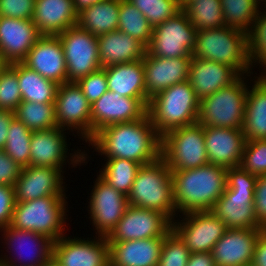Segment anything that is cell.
<instances>
[{"label":"cell","mask_w":266,"mask_h":266,"mask_svg":"<svg viewBox=\"0 0 266 266\" xmlns=\"http://www.w3.org/2000/svg\"><path fill=\"white\" fill-rule=\"evenodd\" d=\"M160 157L170 170H187L209 164L203 125L195 123L161 137Z\"/></svg>","instance_id":"obj_10"},{"label":"cell","mask_w":266,"mask_h":266,"mask_svg":"<svg viewBox=\"0 0 266 266\" xmlns=\"http://www.w3.org/2000/svg\"><path fill=\"white\" fill-rule=\"evenodd\" d=\"M255 74L240 76L230 86L202 98L197 123L203 126L242 129L247 91L249 83L257 76V71Z\"/></svg>","instance_id":"obj_7"},{"label":"cell","mask_w":266,"mask_h":266,"mask_svg":"<svg viewBox=\"0 0 266 266\" xmlns=\"http://www.w3.org/2000/svg\"><path fill=\"white\" fill-rule=\"evenodd\" d=\"M14 114L31 131L47 130L57 127L55 103L22 101Z\"/></svg>","instance_id":"obj_36"},{"label":"cell","mask_w":266,"mask_h":266,"mask_svg":"<svg viewBox=\"0 0 266 266\" xmlns=\"http://www.w3.org/2000/svg\"><path fill=\"white\" fill-rule=\"evenodd\" d=\"M33 131L16 117L9 125L4 152L21 168L30 166V140Z\"/></svg>","instance_id":"obj_39"},{"label":"cell","mask_w":266,"mask_h":266,"mask_svg":"<svg viewBox=\"0 0 266 266\" xmlns=\"http://www.w3.org/2000/svg\"><path fill=\"white\" fill-rule=\"evenodd\" d=\"M17 79L22 101L55 103L58 84L46 79L35 70L17 62Z\"/></svg>","instance_id":"obj_33"},{"label":"cell","mask_w":266,"mask_h":266,"mask_svg":"<svg viewBox=\"0 0 266 266\" xmlns=\"http://www.w3.org/2000/svg\"><path fill=\"white\" fill-rule=\"evenodd\" d=\"M247 54L252 71L259 66L262 69L259 74H264L266 72V8L260 10L247 33Z\"/></svg>","instance_id":"obj_40"},{"label":"cell","mask_w":266,"mask_h":266,"mask_svg":"<svg viewBox=\"0 0 266 266\" xmlns=\"http://www.w3.org/2000/svg\"><path fill=\"white\" fill-rule=\"evenodd\" d=\"M0 233L1 248L8 252L0 255L2 266H43L52 260L54 241L45 235L10 225Z\"/></svg>","instance_id":"obj_11"},{"label":"cell","mask_w":266,"mask_h":266,"mask_svg":"<svg viewBox=\"0 0 266 266\" xmlns=\"http://www.w3.org/2000/svg\"><path fill=\"white\" fill-rule=\"evenodd\" d=\"M191 59L192 57H157L146 51L143 66L147 99L150 101L164 89L187 81Z\"/></svg>","instance_id":"obj_22"},{"label":"cell","mask_w":266,"mask_h":266,"mask_svg":"<svg viewBox=\"0 0 266 266\" xmlns=\"http://www.w3.org/2000/svg\"><path fill=\"white\" fill-rule=\"evenodd\" d=\"M192 57L232 67L240 76L252 74L247 54V34L228 26L197 31Z\"/></svg>","instance_id":"obj_6"},{"label":"cell","mask_w":266,"mask_h":266,"mask_svg":"<svg viewBox=\"0 0 266 266\" xmlns=\"http://www.w3.org/2000/svg\"><path fill=\"white\" fill-rule=\"evenodd\" d=\"M62 236L53 242L52 261L57 266H110L109 242L104 236Z\"/></svg>","instance_id":"obj_16"},{"label":"cell","mask_w":266,"mask_h":266,"mask_svg":"<svg viewBox=\"0 0 266 266\" xmlns=\"http://www.w3.org/2000/svg\"><path fill=\"white\" fill-rule=\"evenodd\" d=\"M260 6L261 8H266V0H255Z\"/></svg>","instance_id":"obj_55"},{"label":"cell","mask_w":266,"mask_h":266,"mask_svg":"<svg viewBox=\"0 0 266 266\" xmlns=\"http://www.w3.org/2000/svg\"><path fill=\"white\" fill-rule=\"evenodd\" d=\"M171 230L190 253H201L211 252L227 228L211 211H201L178 215L171 221Z\"/></svg>","instance_id":"obj_17"},{"label":"cell","mask_w":266,"mask_h":266,"mask_svg":"<svg viewBox=\"0 0 266 266\" xmlns=\"http://www.w3.org/2000/svg\"><path fill=\"white\" fill-rule=\"evenodd\" d=\"M196 35V28L181 10L174 17L153 28L147 52L157 57H192Z\"/></svg>","instance_id":"obj_12"},{"label":"cell","mask_w":266,"mask_h":266,"mask_svg":"<svg viewBox=\"0 0 266 266\" xmlns=\"http://www.w3.org/2000/svg\"><path fill=\"white\" fill-rule=\"evenodd\" d=\"M5 65H6L5 63H3L2 61H0V71H1V69H2Z\"/></svg>","instance_id":"obj_57"},{"label":"cell","mask_w":266,"mask_h":266,"mask_svg":"<svg viewBox=\"0 0 266 266\" xmlns=\"http://www.w3.org/2000/svg\"><path fill=\"white\" fill-rule=\"evenodd\" d=\"M183 11L197 31L225 27L220 0H195Z\"/></svg>","instance_id":"obj_38"},{"label":"cell","mask_w":266,"mask_h":266,"mask_svg":"<svg viewBox=\"0 0 266 266\" xmlns=\"http://www.w3.org/2000/svg\"><path fill=\"white\" fill-rule=\"evenodd\" d=\"M67 198L69 197L47 196L26 202H16L10 226L40 233L57 241L66 235L68 230Z\"/></svg>","instance_id":"obj_8"},{"label":"cell","mask_w":266,"mask_h":266,"mask_svg":"<svg viewBox=\"0 0 266 266\" xmlns=\"http://www.w3.org/2000/svg\"><path fill=\"white\" fill-rule=\"evenodd\" d=\"M187 266H216L211 252L190 253Z\"/></svg>","instance_id":"obj_52"},{"label":"cell","mask_w":266,"mask_h":266,"mask_svg":"<svg viewBox=\"0 0 266 266\" xmlns=\"http://www.w3.org/2000/svg\"><path fill=\"white\" fill-rule=\"evenodd\" d=\"M96 1L99 0H74L75 9L79 12L80 10L94 4Z\"/></svg>","instance_id":"obj_53"},{"label":"cell","mask_w":266,"mask_h":266,"mask_svg":"<svg viewBox=\"0 0 266 266\" xmlns=\"http://www.w3.org/2000/svg\"><path fill=\"white\" fill-rule=\"evenodd\" d=\"M189 255L187 246L170 230L164 237L157 266H187Z\"/></svg>","instance_id":"obj_44"},{"label":"cell","mask_w":266,"mask_h":266,"mask_svg":"<svg viewBox=\"0 0 266 266\" xmlns=\"http://www.w3.org/2000/svg\"><path fill=\"white\" fill-rule=\"evenodd\" d=\"M108 91L124 97L138 98L147 108L143 60L105 67Z\"/></svg>","instance_id":"obj_30"},{"label":"cell","mask_w":266,"mask_h":266,"mask_svg":"<svg viewBox=\"0 0 266 266\" xmlns=\"http://www.w3.org/2000/svg\"><path fill=\"white\" fill-rule=\"evenodd\" d=\"M32 21L41 35L57 36L78 23L74 0H36Z\"/></svg>","instance_id":"obj_27"},{"label":"cell","mask_w":266,"mask_h":266,"mask_svg":"<svg viewBox=\"0 0 266 266\" xmlns=\"http://www.w3.org/2000/svg\"><path fill=\"white\" fill-rule=\"evenodd\" d=\"M93 181L86 210L93 227L91 230L95 231L96 236L107 237L122 218L129 203L127 196L115 190L98 174Z\"/></svg>","instance_id":"obj_15"},{"label":"cell","mask_w":266,"mask_h":266,"mask_svg":"<svg viewBox=\"0 0 266 266\" xmlns=\"http://www.w3.org/2000/svg\"><path fill=\"white\" fill-rule=\"evenodd\" d=\"M14 117V112L0 109V150H3L5 147L9 125Z\"/></svg>","instance_id":"obj_51"},{"label":"cell","mask_w":266,"mask_h":266,"mask_svg":"<svg viewBox=\"0 0 266 266\" xmlns=\"http://www.w3.org/2000/svg\"><path fill=\"white\" fill-rule=\"evenodd\" d=\"M117 30L135 38L146 48L153 34V27L148 19L129 0H120Z\"/></svg>","instance_id":"obj_35"},{"label":"cell","mask_w":266,"mask_h":266,"mask_svg":"<svg viewBox=\"0 0 266 266\" xmlns=\"http://www.w3.org/2000/svg\"><path fill=\"white\" fill-rule=\"evenodd\" d=\"M256 181L240 166L227 168V187L211 210L227 229H264L254 212Z\"/></svg>","instance_id":"obj_3"},{"label":"cell","mask_w":266,"mask_h":266,"mask_svg":"<svg viewBox=\"0 0 266 266\" xmlns=\"http://www.w3.org/2000/svg\"><path fill=\"white\" fill-rule=\"evenodd\" d=\"M200 99L192 85L182 82L150 99L147 113L160 137L171 130L197 123Z\"/></svg>","instance_id":"obj_4"},{"label":"cell","mask_w":266,"mask_h":266,"mask_svg":"<svg viewBox=\"0 0 266 266\" xmlns=\"http://www.w3.org/2000/svg\"><path fill=\"white\" fill-rule=\"evenodd\" d=\"M265 229H227L211 253L216 266H250L256 241Z\"/></svg>","instance_id":"obj_25"},{"label":"cell","mask_w":266,"mask_h":266,"mask_svg":"<svg viewBox=\"0 0 266 266\" xmlns=\"http://www.w3.org/2000/svg\"><path fill=\"white\" fill-rule=\"evenodd\" d=\"M171 230V220L162 212L128 206L108 242L164 238Z\"/></svg>","instance_id":"obj_18"},{"label":"cell","mask_w":266,"mask_h":266,"mask_svg":"<svg viewBox=\"0 0 266 266\" xmlns=\"http://www.w3.org/2000/svg\"><path fill=\"white\" fill-rule=\"evenodd\" d=\"M127 199L129 206L162 212L171 221L176 219L171 170L161 157L141 165Z\"/></svg>","instance_id":"obj_5"},{"label":"cell","mask_w":266,"mask_h":266,"mask_svg":"<svg viewBox=\"0 0 266 266\" xmlns=\"http://www.w3.org/2000/svg\"><path fill=\"white\" fill-rule=\"evenodd\" d=\"M21 102L17 63L6 64L0 71V109L15 112Z\"/></svg>","instance_id":"obj_42"},{"label":"cell","mask_w":266,"mask_h":266,"mask_svg":"<svg viewBox=\"0 0 266 266\" xmlns=\"http://www.w3.org/2000/svg\"><path fill=\"white\" fill-rule=\"evenodd\" d=\"M86 144L100 157L129 159L145 165L160 157L161 137L147 113L140 120L102 128Z\"/></svg>","instance_id":"obj_1"},{"label":"cell","mask_w":266,"mask_h":266,"mask_svg":"<svg viewBox=\"0 0 266 266\" xmlns=\"http://www.w3.org/2000/svg\"><path fill=\"white\" fill-rule=\"evenodd\" d=\"M21 167L15 163L5 152L0 150V184L13 186L16 183Z\"/></svg>","instance_id":"obj_49"},{"label":"cell","mask_w":266,"mask_h":266,"mask_svg":"<svg viewBox=\"0 0 266 266\" xmlns=\"http://www.w3.org/2000/svg\"><path fill=\"white\" fill-rule=\"evenodd\" d=\"M154 28L174 17L181 9L179 0H129Z\"/></svg>","instance_id":"obj_41"},{"label":"cell","mask_w":266,"mask_h":266,"mask_svg":"<svg viewBox=\"0 0 266 266\" xmlns=\"http://www.w3.org/2000/svg\"><path fill=\"white\" fill-rule=\"evenodd\" d=\"M239 77L240 75L226 64L192 57L187 81L201 100L221 88L230 86Z\"/></svg>","instance_id":"obj_26"},{"label":"cell","mask_w":266,"mask_h":266,"mask_svg":"<svg viewBox=\"0 0 266 266\" xmlns=\"http://www.w3.org/2000/svg\"><path fill=\"white\" fill-rule=\"evenodd\" d=\"M22 63L58 85L67 82V66L58 36L42 35Z\"/></svg>","instance_id":"obj_23"},{"label":"cell","mask_w":266,"mask_h":266,"mask_svg":"<svg viewBox=\"0 0 266 266\" xmlns=\"http://www.w3.org/2000/svg\"><path fill=\"white\" fill-rule=\"evenodd\" d=\"M225 26L246 34L262 9L255 0H220Z\"/></svg>","instance_id":"obj_37"},{"label":"cell","mask_w":266,"mask_h":266,"mask_svg":"<svg viewBox=\"0 0 266 266\" xmlns=\"http://www.w3.org/2000/svg\"><path fill=\"white\" fill-rule=\"evenodd\" d=\"M250 266H266V231L258 237Z\"/></svg>","instance_id":"obj_50"},{"label":"cell","mask_w":266,"mask_h":266,"mask_svg":"<svg viewBox=\"0 0 266 266\" xmlns=\"http://www.w3.org/2000/svg\"><path fill=\"white\" fill-rule=\"evenodd\" d=\"M36 0H0V16L32 19Z\"/></svg>","instance_id":"obj_46"},{"label":"cell","mask_w":266,"mask_h":266,"mask_svg":"<svg viewBox=\"0 0 266 266\" xmlns=\"http://www.w3.org/2000/svg\"><path fill=\"white\" fill-rule=\"evenodd\" d=\"M192 1H195V0H179V2L181 3V9L183 10Z\"/></svg>","instance_id":"obj_54"},{"label":"cell","mask_w":266,"mask_h":266,"mask_svg":"<svg viewBox=\"0 0 266 266\" xmlns=\"http://www.w3.org/2000/svg\"><path fill=\"white\" fill-rule=\"evenodd\" d=\"M41 36L32 19L0 16V61L22 62Z\"/></svg>","instance_id":"obj_21"},{"label":"cell","mask_w":266,"mask_h":266,"mask_svg":"<svg viewBox=\"0 0 266 266\" xmlns=\"http://www.w3.org/2000/svg\"><path fill=\"white\" fill-rule=\"evenodd\" d=\"M203 132L210 164L226 169L240 165L246 142L242 129L203 126Z\"/></svg>","instance_id":"obj_24"},{"label":"cell","mask_w":266,"mask_h":266,"mask_svg":"<svg viewBox=\"0 0 266 266\" xmlns=\"http://www.w3.org/2000/svg\"><path fill=\"white\" fill-rule=\"evenodd\" d=\"M64 173L53 167H23L14 185L15 201L26 202L47 196L68 197Z\"/></svg>","instance_id":"obj_19"},{"label":"cell","mask_w":266,"mask_h":266,"mask_svg":"<svg viewBox=\"0 0 266 266\" xmlns=\"http://www.w3.org/2000/svg\"><path fill=\"white\" fill-rule=\"evenodd\" d=\"M120 0H99L78 12L77 25L94 36L118 29Z\"/></svg>","instance_id":"obj_32"},{"label":"cell","mask_w":266,"mask_h":266,"mask_svg":"<svg viewBox=\"0 0 266 266\" xmlns=\"http://www.w3.org/2000/svg\"><path fill=\"white\" fill-rule=\"evenodd\" d=\"M239 166L249 174L266 175V139L246 141Z\"/></svg>","instance_id":"obj_43"},{"label":"cell","mask_w":266,"mask_h":266,"mask_svg":"<svg viewBox=\"0 0 266 266\" xmlns=\"http://www.w3.org/2000/svg\"><path fill=\"white\" fill-rule=\"evenodd\" d=\"M55 112L57 127L72 133L85 141L91 139V104L76 82L58 85ZM76 133V134H74Z\"/></svg>","instance_id":"obj_14"},{"label":"cell","mask_w":266,"mask_h":266,"mask_svg":"<svg viewBox=\"0 0 266 266\" xmlns=\"http://www.w3.org/2000/svg\"><path fill=\"white\" fill-rule=\"evenodd\" d=\"M147 110L138 98L107 91L91 104V138L108 125L140 120L147 114Z\"/></svg>","instance_id":"obj_20"},{"label":"cell","mask_w":266,"mask_h":266,"mask_svg":"<svg viewBox=\"0 0 266 266\" xmlns=\"http://www.w3.org/2000/svg\"><path fill=\"white\" fill-rule=\"evenodd\" d=\"M164 238L109 242L110 266H157Z\"/></svg>","instance_id":"obj_28"},{"label":"cell","mask_w":266,"mask_h":266,"mask_svg":"<svg viewBox=\"0 0 266 266\" xmlns=\"http://www.w3.org/2000/svg\"><path fill=\"white\" fill-rule=\"evenodd\" d=\"M254 212L258 223L266 229V175L257 176L254 191Z\"/></svg>","instance_id":"obj_48"},{"label":"cell","mask_w":266,"mask_h":266,"mask_svg":"<svg viewBox=\"0 0 266 266\" xmlns=\"http://www.w3.org/2000/svg\"><path fill=\"white\" fill-rule=\"evenodd\" d=\"M242 131L246 141L266 139V76L264 74H258L254 81L249 83Z\"/></svg>","instance_id":"obj_31"},{"label":"cell","mask_w":266,"mask_h":266,"mask_svg":"<svg viewBox=\"0 0 266 266\" xmlns=\"http://www.w3.org/2000/svg\"><path fill=\"white\" fill-rule=\"evenodd\" d=\"M62 43L67 66V82H77L102 68L98 37L78 25L57 35Z\"/></svg>","instance_id":"obj_13"},{"label":"cell","mask_w":266,"mask_h":266,"mask_svg":"<svg viewBox=\"0 0 266 266\" xmlns=\"http://www.w3.org/2000/svg\"><path fill=\"white\" fill-rule=\"evenodd\" d=\"M15 203L14 187L0 184V230L10 225Z\"/></svg>","instance_id":"obj_47"},{"label":"cell","mask_w":266,"mask_h":266,"mask_svg":"<svg viewBox=\"0 0 266 266\" xmlns=\"http://www.w3.org/2000/svg\"><path fill=\"white\" fill-rule=\"evenodd\" d=\"M66 131L59 127L33 131L30 140V165L58 168L63 172L67 169V163L69 168L72 167L71 169L77 166L80 169L84 163L86 165L92 156H89V148L84 146L87 150L69 149L71 142L67 140V135L71 133ZM70 150L73 152L70 153Z\"/></svg>","instance_id":"obj_9"},{"label":"cell","mask_w":266,"mask_h":266,"mask_svg":"<svg viewBox=\"0 0 266 266\" xmlns=\"http://www.w3.org/2000/svg\"><path fill=\"white\" fill-rule=\"evenodd\" d=\"M97 174L115 190L128 196L141 164L121 158H104Z\"/></svg>","instance_id":"obj_34"},{"label":"cell","mask_w":266,"mask_h":266,"mask_svg":"<svg viewBox=\"0 0 266 266\" xmlns=\"http://www.w3.org/2000/svg\"><path fill=\"white\" fill-rule=\"evenodd\" d=\"M43 266H57L52 260Z\"/></svg>","instance_id":"obj_56"},{"label":"cell","mask_w":266,"mask_h":266,"mask_svg":"<svg viewBox=\"0 0 266 266\" xmlns=\"http://www.w3.org/2000/svg\"><path fill=\"white\" fill-rule=\"evenodd\" d=\"M171 178L177 216L211 211L227 187V169L210 163L194 169L171 170Z\"/></svg>","instance_id":"obj_2"},{"label":"cell","mask_w":266,"mask_h":266,"mask_svg":"<svg viewBox=\"0 0 266 266\" xmlns=\"http://www.w3.org/2000/svg\"><path fill=\"white\" fill-rule=\"evenodd\" d=\"M90 104L108 91L105 68H100L76 82Z\"/></svg>","instance_id":"obj_45"},{"label":"cell","mask_w":266,"mask_h":266,"mask_svg":"<svg viewBox=\"0 0 266 266\" xmlns=\"http://www.w3.org/2000/svg\"><path fill=\"white\" fill-rule=\"evenodd\" d=\"M147 48L135 38L119 30L98 36V52L102 68L143 60Z\"/></svg>","instance_id":"obj_29"}]
</instances>
